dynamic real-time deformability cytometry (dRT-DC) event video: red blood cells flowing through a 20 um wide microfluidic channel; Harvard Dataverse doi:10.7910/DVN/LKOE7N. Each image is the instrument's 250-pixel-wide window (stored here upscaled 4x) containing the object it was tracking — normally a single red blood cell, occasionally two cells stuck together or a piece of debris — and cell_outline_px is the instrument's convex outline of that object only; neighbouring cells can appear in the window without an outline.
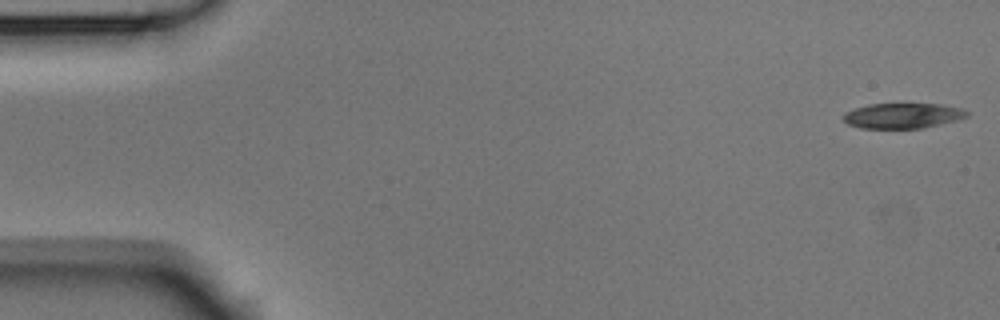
{"species": "Egyptian fruit bat (a non-hibernating species)", "species_latin": "Rousettus aegyptiacus", "temperature_condition": "room temperature", "stored_images_in_passage": 9, "camera_frame_rate_fps": 3000, "um_per_image_px": 0.085, "animal": {"sex": "male"}, "frame": {"image": 1, "passage_image": 1, "time_ms": 0.0, "image_size_px": [1000, 320], "cell_outline_px": [[968, 116], [956, 120], [924, 128], [860, 128], [848, 124], [844, 120], [844, 112], [868, 104], [944, 104], [960, 108], [968, 112]], "centroid_in_image_um": [76.73, 9.83], "position_along_channel_um": 8.3, "area_um2": 18.09}}